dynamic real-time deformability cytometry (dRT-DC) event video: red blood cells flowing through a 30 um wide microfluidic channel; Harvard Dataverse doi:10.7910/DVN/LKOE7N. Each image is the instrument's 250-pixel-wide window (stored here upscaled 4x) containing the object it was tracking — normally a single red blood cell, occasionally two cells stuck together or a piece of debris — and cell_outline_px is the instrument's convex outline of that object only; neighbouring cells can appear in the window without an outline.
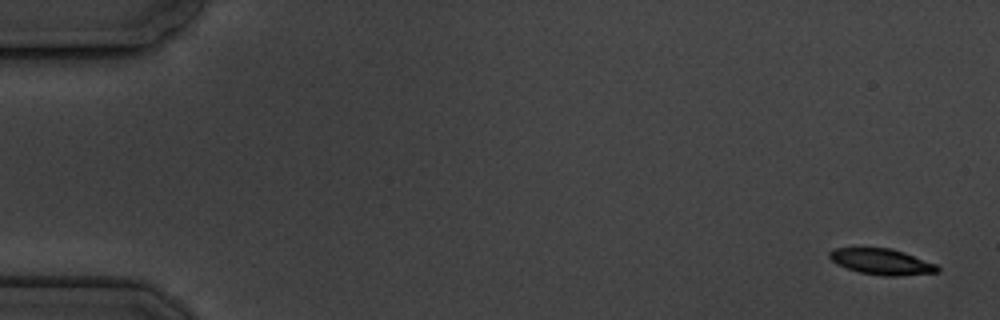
{"species": "common noctule bat (a hibernating species)", "species_latin": "Nyctalus noctula", "temperature_condition": "cold", "stored_images_in_passage": 9, "camera_frame_rate_fps": 3000, "um_per_image_px": 0.085, "animal": {"sex": "male", "body_mass_g": 19.5, "forearm_length_mm": 54.6}, "frame": {"image": 1, "passage_image": 1, "time_ms": 0.0, "image_size_px": [1000, 320], "cell_outline_px": [[940, 272], [900, 276], [884, 276], [860, 272], [836, 264], [828, 256], [828, 252], [836, 248], [892, 248], [904, 252], [936, 264], [940, 268]], "centroid_in_image_um": [74.97, 22.24], "position_along_channel_um": 10.0, "area_um2": 16.3}}
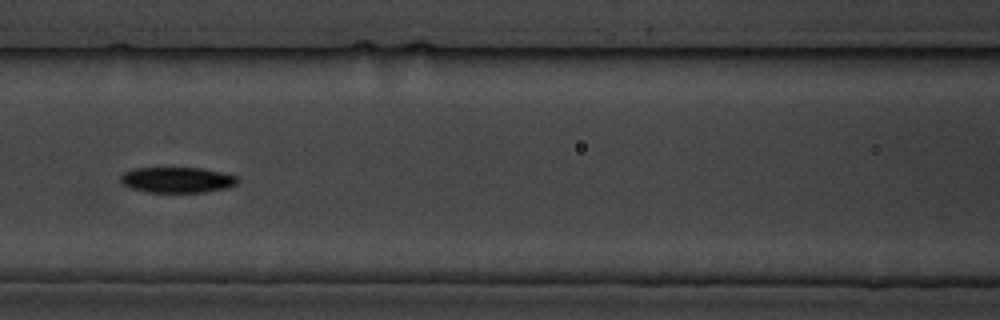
{"frame": {"image": 2, "passage_image": 8, "time_ms": 8.0, "image_size_px": [1000, 320], "cell_outline_px": [[240, 180], [236, 184], [228, 188], [204, 192], [148, 192], [128, 188], [120, 184], [120, 176], [124, 172], [132, 168], [200, 168], [220, 172], [236, 176]], "centroid_in_image_um": [15.01, 15.3], "position_along_channel_um": 151.6, "area_um2": 17.63}}
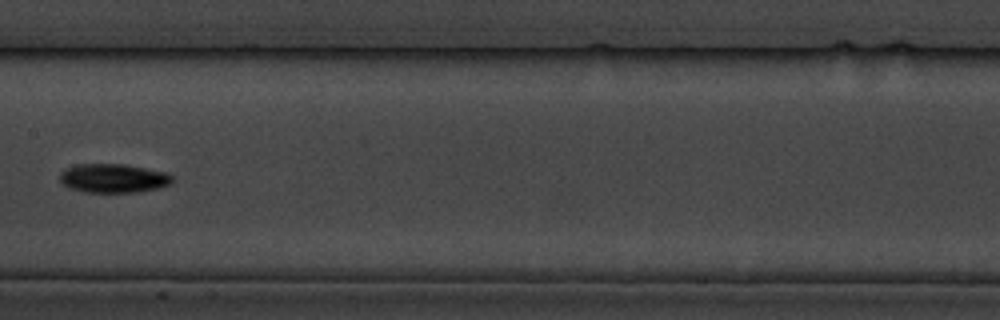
{"frame": {"image": 3, "passage_image": 9, "time_ms": 9.333, "image_size_px": [1000, 320], "cell_outline_px": [[172, 180], [168, 184], [156, 188], [136, 192], [84, 192], [68, 188], [60, 184], [60, 172], [64, 168], [76, 164], [124, 164], [164, 172], [172, 176]], "centroid_in_image_um": [9.53, 15.15], "position_along_channel_um": 197.9, "area_um2": 18.9}}